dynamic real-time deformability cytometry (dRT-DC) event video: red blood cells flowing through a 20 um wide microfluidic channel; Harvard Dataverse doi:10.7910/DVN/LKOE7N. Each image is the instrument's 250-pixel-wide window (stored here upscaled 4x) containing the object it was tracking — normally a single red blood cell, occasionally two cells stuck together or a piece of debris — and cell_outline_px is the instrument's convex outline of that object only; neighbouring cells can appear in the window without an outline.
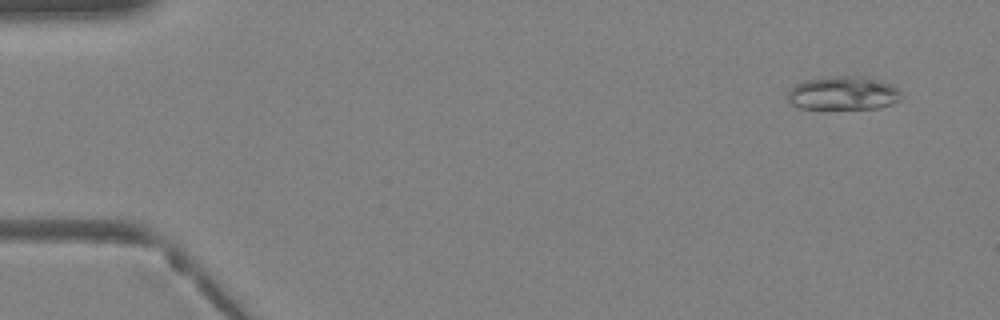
{"species": "Egyptian fruit bat (a non-hibernating species)", "species_latin": "Rousettus aegyptiacus", "temperature_condition": "warm", "stored_images_in_passage": 38, "camera_frame_rate_fps": 3000, "um_per_image_px": 0.085, "animal": {"sex": "female"}, "frame": {"image": 1, "passage_image": 1, "time_ms": 0.0, "image_size_px": [1000, 320], "cell_outline_px": [[900, 100], [892, 104], [876, 108], [820, 112], [800, 108], [788, 104], [788, 92], [796, 84], [804, 80], [828, 76], [864, 76], [892, 84], [900, 92]], "centroid_in_image_um": [71.61, 7.97], "position_along_channel_um": 13.4, "area_um2": 23.35}}
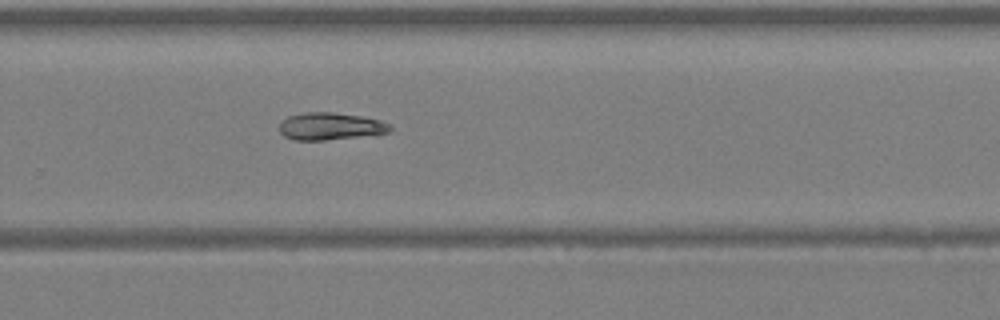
{"frame": {"image": 2, "passage_image": 25, "time_ms": 8.0, "image_size_px": [1000, 320], "cell_outline_px": [[392, 132], [376, 136], [324, 140], [296, 140], [284, 136], [280, 132], [280, 124], [288, 116], [304, 112], [332, 112], [364, 116], [380, 120], [388, 124], [392, 128]], "centroid_in_image_um": [28.17, 10.75], "position_along_channel_um": 301.6, "area_um2": 18.03}}
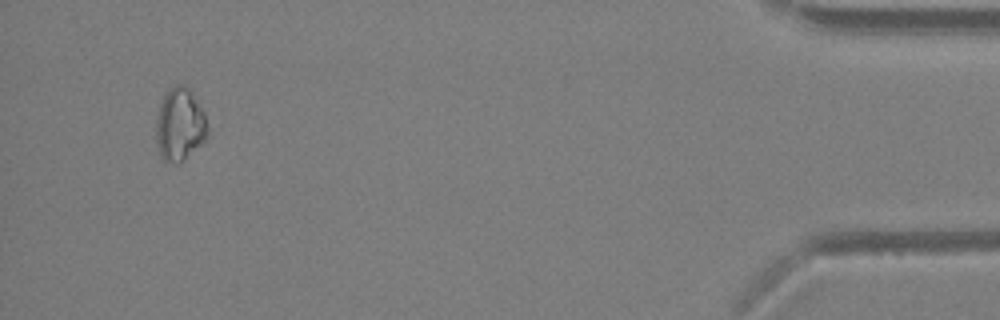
{"frame": {"image": 3, "passage_image": 36, "time_ms": 11.667, "image_size_px": [1000, 320], "cell_outline_px": [[208, 136], [184, 160], [176, 164], [164, 160], [160, 156], [156, 144], [156, 116], [164, 92], [176, 84], [184, 84], [192, 92], [204, 112], [208, 132]], "centroid_in_image_um": [15.26, 10.57], "position_along_channel_um": 419.9, "area_um2": 22.02}}